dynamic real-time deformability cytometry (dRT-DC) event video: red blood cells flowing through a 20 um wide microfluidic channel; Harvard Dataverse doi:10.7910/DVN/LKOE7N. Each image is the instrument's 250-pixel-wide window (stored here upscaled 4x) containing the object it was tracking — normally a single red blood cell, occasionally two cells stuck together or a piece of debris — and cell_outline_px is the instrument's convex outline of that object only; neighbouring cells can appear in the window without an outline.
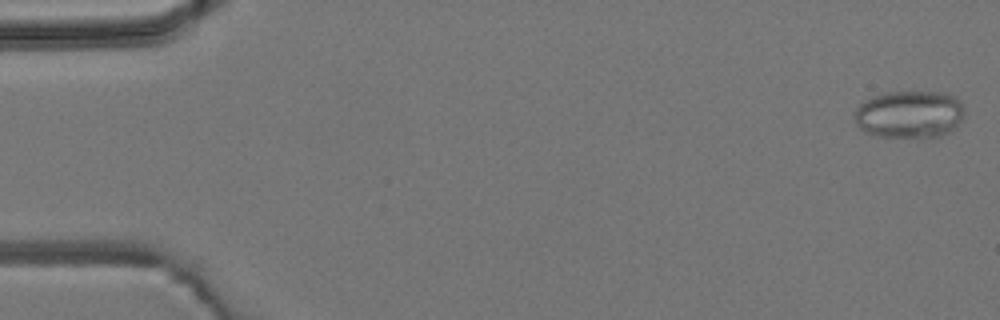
{"species": "common noctule bat (a hibernating species)", "species_latin": "Nyctalus noctula", "temperature_condition": "room temperature", "stored_images_in_passage": 4, "camera_frame_rate_fps": 3000, "um_per_image_px": 0.085, "animal": {"sex": "male", "body_mass_g": 19.2, "forearm_length_mm": 51.8}, "frame": {"image": 1, "passage_image": 1, "time_ms": 0.0, "image_size_px": [1000, 320], "cell_outline_px": [[964, 112], [956, 128], [940, 136], [920, 140], [876, 136], [864, 132], [856, 124], [856, 108], [860, 104], [872, 96], [884, 92], [944, 92], [956, 96], [960, 100], [964, 108]], "centroid_in_image_um": [77.33, 9.75], "position_along_channel_um": 7.7, "area_um2": 31.27}}